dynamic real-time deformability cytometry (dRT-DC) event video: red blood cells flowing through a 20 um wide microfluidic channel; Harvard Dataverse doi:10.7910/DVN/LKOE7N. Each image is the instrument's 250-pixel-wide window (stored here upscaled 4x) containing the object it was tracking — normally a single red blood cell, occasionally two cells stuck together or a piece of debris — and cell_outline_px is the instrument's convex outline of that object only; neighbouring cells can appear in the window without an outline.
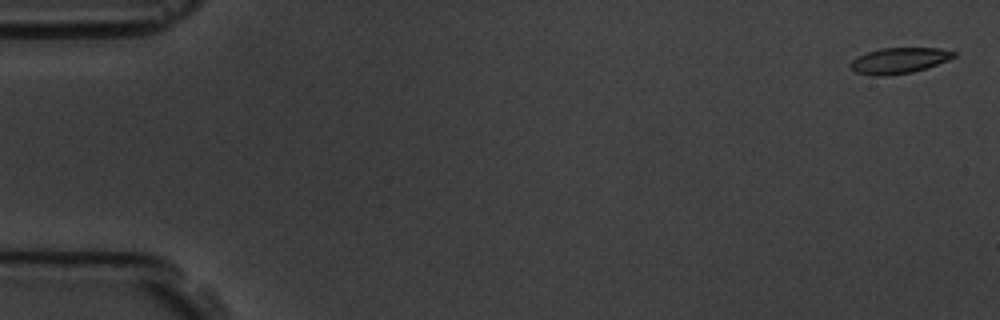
{"species": "common noctule bat (a hibernating species)", "species_latin": "Nyctalus noctula", "temperature_condition": "room temperature", "stored_images_in_passage": 4, "camera_frame_rate_fps": 3000, "um_per_image_px": 0.085, "animal": {"sex": "male", "body_mass_g": 19.5, "forearm_length_mm": 54.6}, "frame": {"image": 1, "passage_image": 1, "time_ms": 0.0, "image_size_px": [1000, 320], "cell_outline_px": [[956, 56], [948, 60], [912, 72], [884, 76], [872, 76], [856, 72], [848, 64], [856, 56], [880, 48], [940, 48], [956, 52]], "centroid_in_image_um": [76.39, 5.14], "position_along_channel_um": 8.6, "area_um2": 15.49}}